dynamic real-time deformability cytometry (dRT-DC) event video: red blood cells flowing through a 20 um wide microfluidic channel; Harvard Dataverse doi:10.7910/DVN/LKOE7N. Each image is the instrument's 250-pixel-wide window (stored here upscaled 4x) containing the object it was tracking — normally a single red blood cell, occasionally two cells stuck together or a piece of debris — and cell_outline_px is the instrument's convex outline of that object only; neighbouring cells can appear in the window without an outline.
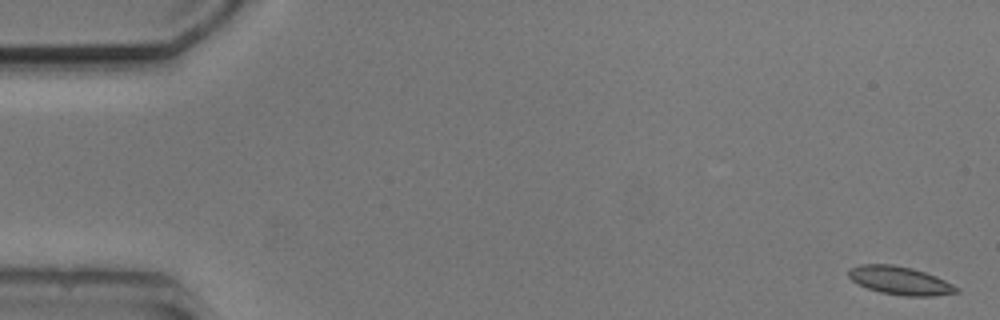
{"species": "common noctule bat (a hibernating species)", "species_latin": "Nyctalus noctula", "temperature_condition": "cold", "stored_images_in_passage": 5, "camera_frame_rate_fps": 3000, "um_per_image_px": 0.085, "animal": {"sex": "male", "body_mass_g": 20.5, "forearm_length_mm": 52.5}, "frame": {"image": 1, "passage_image": 1, "time_ms": 0.0, "image_size_px": [1000, 320], "cell_outline_px": [[960, 292], [936, 296], [904, 296], [880, 292], [868, 288], [852, 280], [848, 276], [848, 268], [860, 264], [892, 264], [912, 268], [936, 276], [960, 288]], "centroid_in_image_um": [76.51, 23.85], "position_along_channel_um": 8.5, "area_um2": 17.8}}
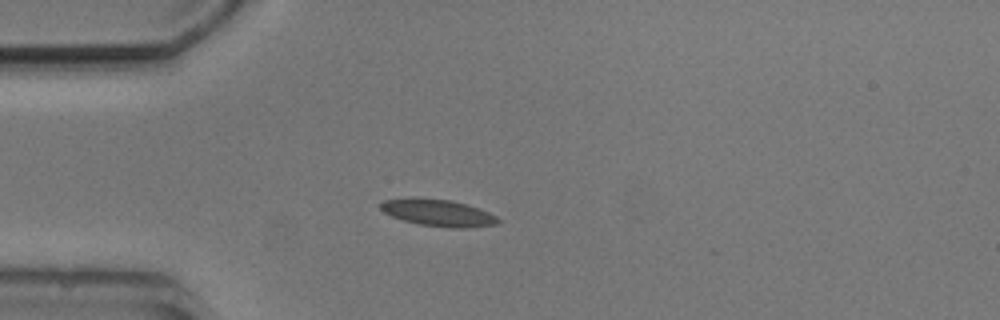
{"frame": {"image": 2, "passage_image": 5, "time_ms": 4.333, "image_size_px": [1000, 320], "cell_outline_px": [[500, 220], [496, 224], [464, 228], [452, 228], [420, 224], [404, 220], [392, 216], [384, 212], [380, 208], [380, 204], [384, 200], [452, 200], [468, 204], [488, 212], [496, 216]], "centroid_in_image_um": [37.31, 18.12], "position_along_channel_um": 47.7, "area_um2": 17.51}}